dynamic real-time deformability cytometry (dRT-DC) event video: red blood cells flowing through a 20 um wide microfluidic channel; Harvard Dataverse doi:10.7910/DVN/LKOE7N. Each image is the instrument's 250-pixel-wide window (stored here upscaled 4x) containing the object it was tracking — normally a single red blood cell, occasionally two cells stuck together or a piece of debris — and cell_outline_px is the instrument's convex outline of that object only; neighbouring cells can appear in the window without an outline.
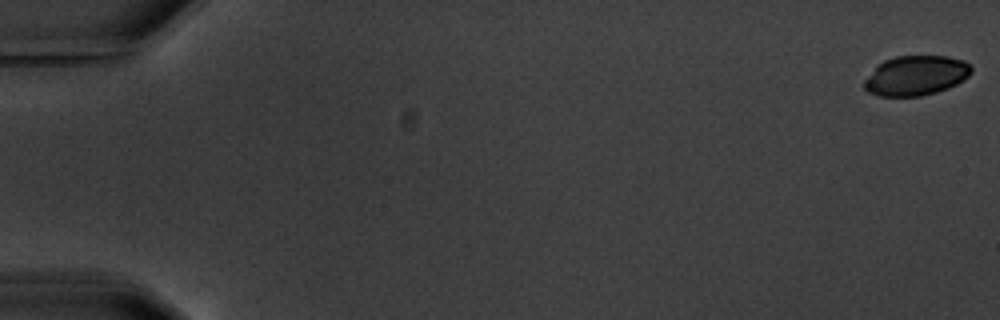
{"species": "common noctule bat (a hibernating species)", "species_latin": "Nyctalus noctula", "temperature_condition": "warm", "stored_images_in_passage": 6, "camera_frame_rate_fps": 3000, "um_per_image_px": 0.085, "animal": {"sex": "male", "body_mass_g": 20.1, "forearm_length_mm": 53.5}, "frame": {"image": 1, "passage_image": 1, "time_ms": 0.0, "image_size_px": [1000, 320], "cell_outline_px": [[972, 72], [964, 80], [948, 88], [936, 92], [920, 96], [880, 96], [868, 92], [864, 88], [864, 80], [876, 64], [884, 60], [896, 56], [948, 56], [964, 60], [972, 68]], "centroid_in_image_um": [77.84, 6.41], "position_along_channel_um": 7.2, "area_um2": 24.97}}
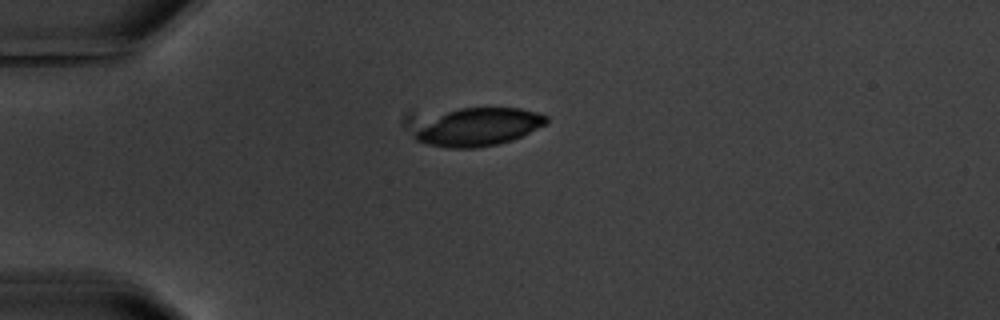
{"frame": {"image": 2, "passage_image": 5, "time_ms": 5.0, "image_size_px": [1000, 320], "cell_outline_px": [[548, 120], [544, 124], [512, 140], [496, 144], [476, 148], [448, 148], [428, 144], [416, 140], [412, 136], [420, 128], [440, 116], [448, 112], [460, 108], [520, 108], [536, 112], [548, 116]], "centroid_in_image_um": [40.72, 10.81], "position_along_channel_um": 44.3, "area_um2": 28.09}}